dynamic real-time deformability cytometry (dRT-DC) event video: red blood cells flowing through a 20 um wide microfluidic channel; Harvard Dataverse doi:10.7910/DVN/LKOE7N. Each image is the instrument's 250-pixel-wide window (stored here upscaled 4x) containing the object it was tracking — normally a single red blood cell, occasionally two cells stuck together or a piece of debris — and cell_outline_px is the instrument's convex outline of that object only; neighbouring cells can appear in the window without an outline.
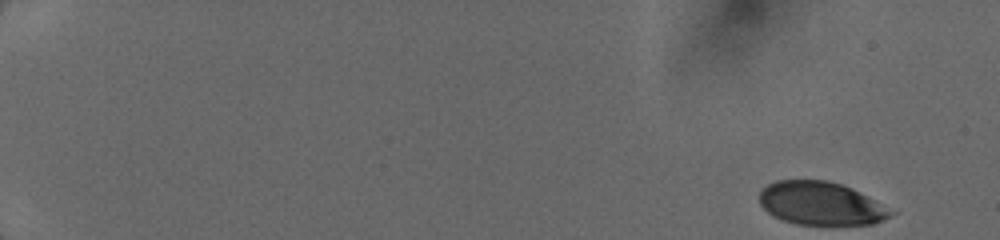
{"species": "human", "species_latin": "Homo sapiens", "temperature_condition": "cold", "stored_images_in_passage": 24, "camera_frame_rate_fps": 3000, "um_per_image_px": 0.085, "donor": {"sex": "female"}, "frame": {"image": 1, "passage_image": 1, "time_ms": 0.0, "image_size_px": [1000, 240], "cell_outline_px": [[896, 212], [872, 224], [796, 224], [772, 216], [760, 204], [760, 192], [768, 184], [776, 180], [828, 180], [852, 188]], "centroid_in_image_um": [69.73, 17.28], "position_along_channel_um": 15.3, "area_um2": 32.66}}
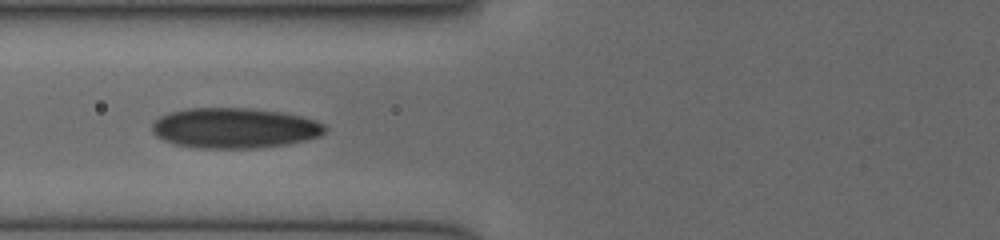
{"frame": {"image": 2, "passage_image": 21, "time_ms": 6.667, "image_size_px": [1000, 240], "cell_outline_px": [[328, 128], [320, 136], [308, 140], [288, 144], [256, 148], [200, 148], [172, 144], [156, 136], [152, 132], [152, 124], [160, 116], [172, 112], [188, 108], [248, 108], [280, 112], [300, 116], [316, 120], [324, 124]], "centroid_in_image_um": [19.95, 10.89], "position_along_channel_um": 105.9, "area_um2": 40.75}}
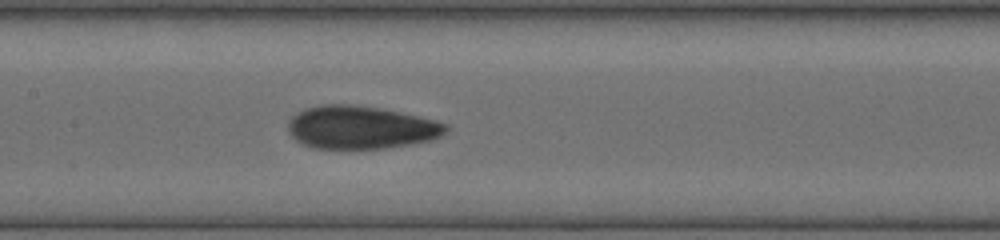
{"frame": {"image": 3, "passage_image": 24, "time_ms": 8.333, "image_size_px": [1000, 240], "cell_outline_px": [[448, 128], [440, 136], [428, 140], [388, 148], [312, 148], [296, 140], [288, 132], [288, 120], [296, 112], [304, 108], [320, 104], [352, 104], [380, 108], [416, 116], [448, 124]], "centroid_in_image_um": [30.59, 10.82], "position_along_channel_um": 176.8, "area_um2": 39.3}}